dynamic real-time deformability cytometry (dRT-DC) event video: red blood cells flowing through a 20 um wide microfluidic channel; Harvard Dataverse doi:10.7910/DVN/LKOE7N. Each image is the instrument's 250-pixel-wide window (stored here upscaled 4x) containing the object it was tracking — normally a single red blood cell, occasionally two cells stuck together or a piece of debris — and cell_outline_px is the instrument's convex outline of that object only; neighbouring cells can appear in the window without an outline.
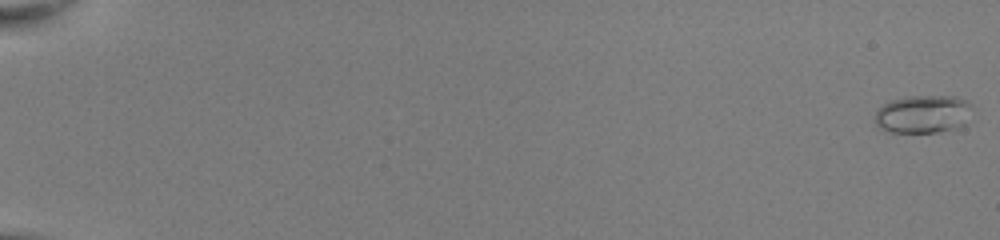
{"species": "common noctule bat (a hibernating species)", "species_latin": "Nyctalus noctula", "temperature_condition": "room temperature", "stored_images_in_passage": 53, "camera_frame_rate_fps": 3000, "um_per_image_px": 0.085, "animal": {"sex": "female", "body_mass_g": 22.0, "forearm_length_mm": 56.7}, "frame": {"image": 1, "passage_image": 1, "time_ms": 0.0, "image_size_px": [1000, 240], "cell_outline_px": [[972, 108], [964, 124], [956, 128], [940, 132], [888, 132], [880, 128], [876, 124], [876, 112], [884, 104], [892, 100], [908, 96], [956, 96], [968, 100], [972, 104]], "centroid_in_image_um": [78.49, 9.69], "position_along_channel_um": 6.5, "area_um2": 21.56}}
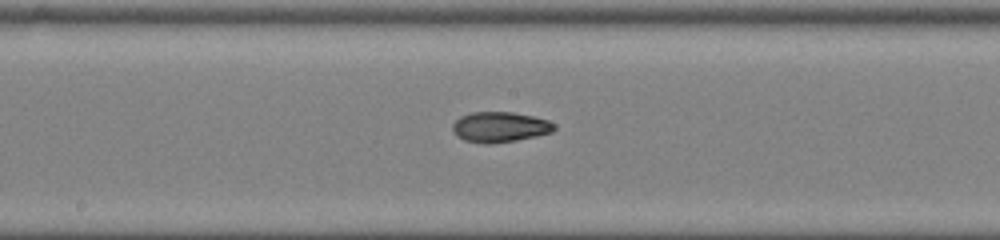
{"frame": {"image": 2, "passage_image": 31, "time_ms": 10.0, "image_size_px": [1000, 240], "cell_outline_px": [[556, 128], [552, 132], [536, 136], [516, 140], [492, 144], [484, 144], [464, 140], [456, 136], [452, 132], [452, 124], [460, 116], [472, 112], [512, 112], [532, 116], [548, 120], [556, 124]], "centroid_in_image_um": [42.47, 10.8], "position_along_channel_um": 205.7, "area_um2": 18.15}}
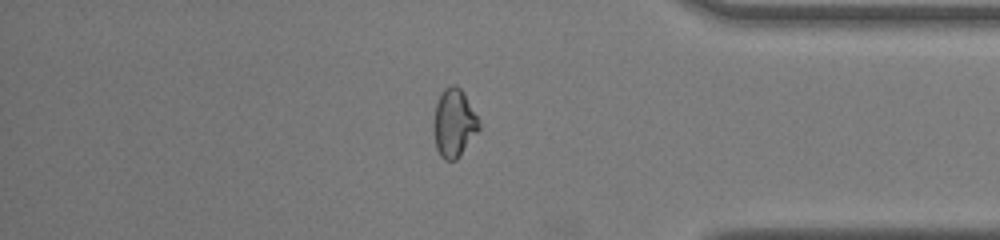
{"frame": {"image": 3, "passage_image": 46, "time_ms": 15.0, "image_size_px": [1000, 240], "cell_outline_px": [[480, 128], [456, 160], [444, 160], [440, 156], [436, 148], [432, 128], [432, 124], [436, 104], [444, 88], [452, 84], [456, 84], [464, 92], [480, 120]], "centroid_in_image_um": [38.58, 10.44], "position_along_channel_um": 396.6, "area_um2": 18.21}, "authors_computed_cell_mechanics": {"area_um2": 17.8024, "velocity_mm_per_s": 4.0838, "shape_relaxation_time_tau1_ms": 7.8182, "shape_relaxation_time_tau2_ms": 0.9926, "deformation_change_tau1": 0.2611, "deformation_change_tau2": 0.0571}}